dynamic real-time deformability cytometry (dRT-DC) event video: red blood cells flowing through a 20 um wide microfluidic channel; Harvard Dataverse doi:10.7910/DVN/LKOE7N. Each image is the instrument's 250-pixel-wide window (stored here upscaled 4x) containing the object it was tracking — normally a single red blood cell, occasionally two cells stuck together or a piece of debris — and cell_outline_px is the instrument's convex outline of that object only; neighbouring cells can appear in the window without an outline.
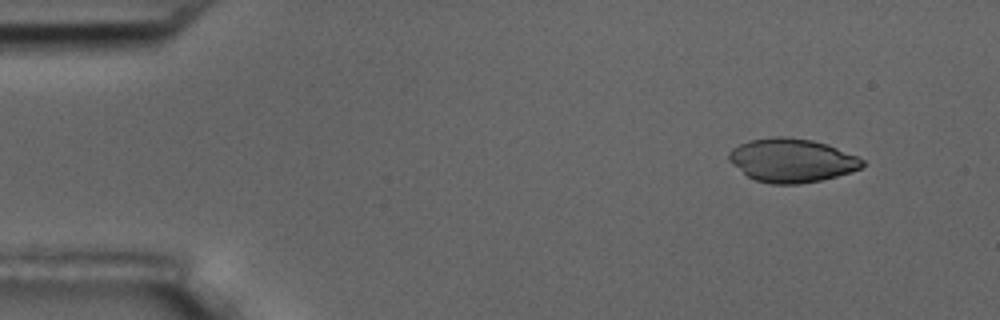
{"species": "common noctule bat (a hibernating species)", "species_latin": "Nyctalus noctula", "temperature_condition": "room temperature", "stored_images_in_passage": 4, "camera_frame_rate_fps": 3000, "um_per_image_px": 0.085, "animal": {"sex": "male", "body_mass_g": 17.5, "forearm_length_mm": 52.3}, "frame": {"image": 1, "passage_image": 1, "time_ms": 0.0, "image_size_px": [1000, 320], "cell_outline_px": [[864, 164], [860, 168], [852, 172], [820, 180], [800, 184], [772, 184], [756, 180], [748, 176], [732, 164], [728, 160], [728, 152], [732, 148], [748, 140], [776, 136], [784, 136], [812, 140], [828, 144], [856, 156], [864, 160]], "centroid_in_image_um": [67.28, 13.62], "position_along_channel_um": 17.7, "area_um2": 33.93}}